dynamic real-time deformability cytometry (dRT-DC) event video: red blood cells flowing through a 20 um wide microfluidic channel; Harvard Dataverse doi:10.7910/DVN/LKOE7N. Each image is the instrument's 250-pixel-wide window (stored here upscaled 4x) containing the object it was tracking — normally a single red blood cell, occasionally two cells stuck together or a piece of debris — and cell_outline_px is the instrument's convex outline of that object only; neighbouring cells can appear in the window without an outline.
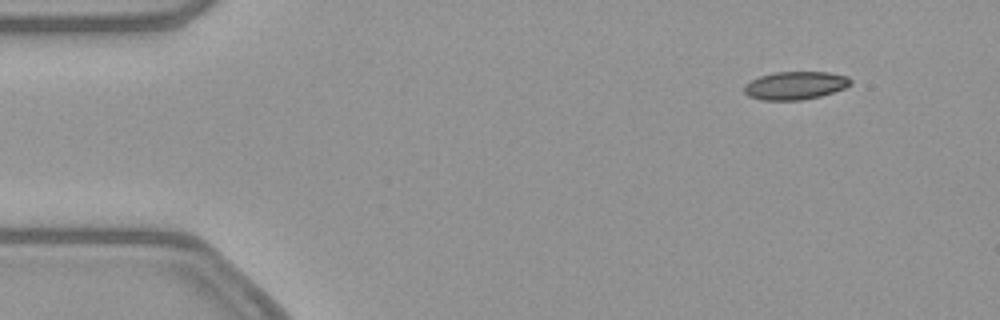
{"species": "common noctule bat (a hibernating species)", "species_latin": "Nyctalus noctula", "temperature_condition": "warm", "stored_images_in_passage": 44, "segment_of_instrument_passage": [1, 2], "camera_frame_rate_fps": 3000, "um_per_image_px": 0.085, "animal": {"sex": "female", "body_mass_g": 21.9}, "frame": {"image": 1, "passage_image": 3, "time_ms": 0.667, "image_size_px": [1000, 320], "cell_outline_px": [[852, 84], [844, 88], [820, 96], [800, 100], [760, 100], [748, 96], [744, 92], [744, 84], [760, 76], [776, 72], [828, 72], [848, 76], [852, 80]], "centroid_in_image_um": [67.59, 7.26], "position_along_channel_um": 17.4, "area_um2": 17.4}}
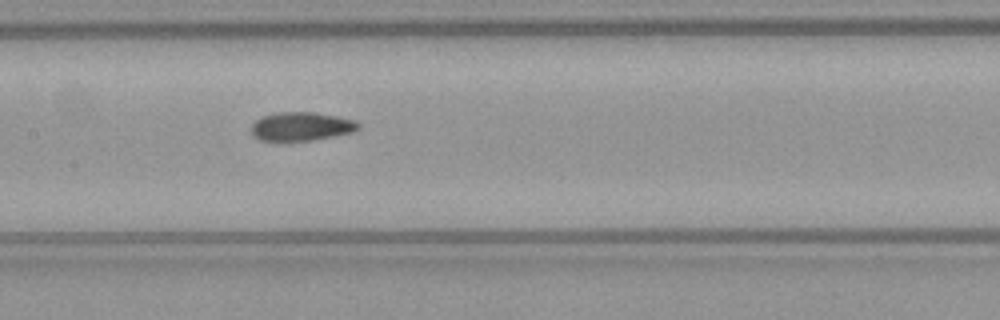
{"frame": {"image": 2, "passage_image": 23, "time_ms": 7.333, "image_size_px": [1000, 320], "cell_outline_px": [[360, 128], [352, 132], [312, 140], [260, 140], [252, 136], [252, 124], [256, 120], [264, 116], [276, 112], [312, 112], [336, 116], [356, 120], [360, 124]], "centroid_in_image_um": [25.62, 10.74], "position_along_channel_um": 181.8, "area_um2": 17.69}}
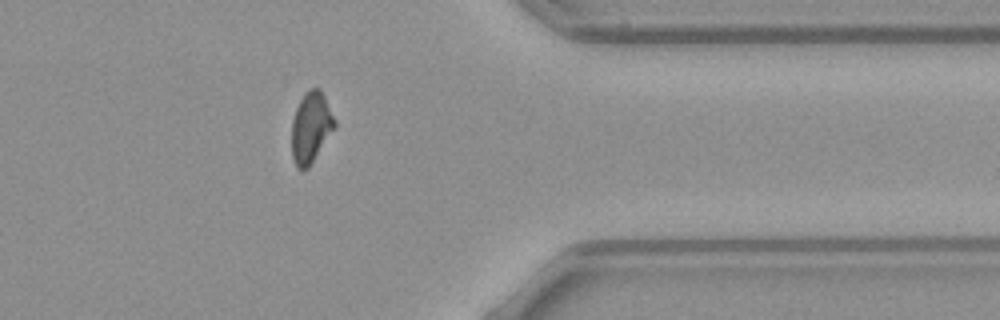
{"frame": {"image": 3, "passage_image": 40, "time_ms": 13.0, "image_size_px": [1000, 320], "cell_outline_px": [[336, 128], [308, 168], [296, 168], [292, 156], [292, 120], [296, 108], [304, 92], [308, 88], [320, 88], [336, 120]], "centroid_in_image_um": [26.44, 10.81], "position_along_channel_um": 385.0, "area_um2": 17.86}}